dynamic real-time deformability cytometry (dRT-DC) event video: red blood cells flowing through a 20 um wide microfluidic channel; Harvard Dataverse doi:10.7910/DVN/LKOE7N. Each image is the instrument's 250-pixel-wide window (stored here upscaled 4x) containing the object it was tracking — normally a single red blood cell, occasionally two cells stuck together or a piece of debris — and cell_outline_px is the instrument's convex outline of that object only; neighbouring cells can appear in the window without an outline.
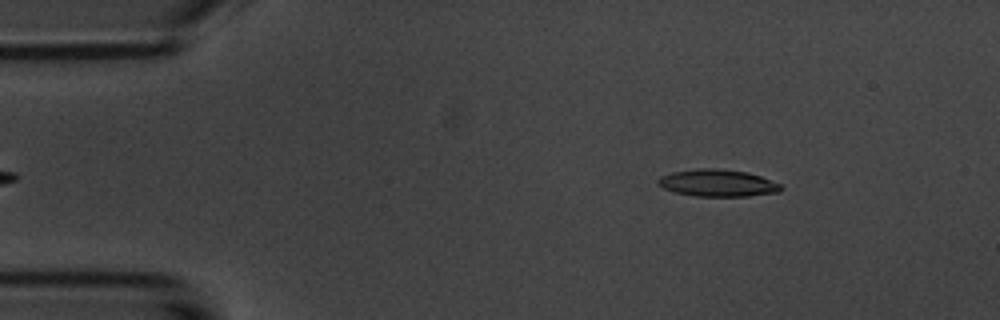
{"species": "common noctule bat (a hibernating species)", "species_latin": "Nyctalus noctula", "temperature_condition": "room temperature", "stored_images_in_passage": 4, "camera_frame_rate_fps": 3000, "um_per_image_px": 0.085, "animal": {"sex": "male", "body_mass_g": 20.1, "forearm_length_mm": 53.5}, "frame": {"image": 1, "passage_image": 2, "time_ms": 1.0, "image_size_px": [1000, 320], "cell_outline_px": [[784, 188], [780, 192], [748, 196], [696, 196], [672, 192], [656, 184], [656, 180], [660, 176], [672, 172], [700, 168], [712, 168], [748, 172], [760, 176], [780, 184]], "centroid_in_image_um": [60.97, 15.56], "position_along_channel_um": 24.0, "area_um2": 19.48}}